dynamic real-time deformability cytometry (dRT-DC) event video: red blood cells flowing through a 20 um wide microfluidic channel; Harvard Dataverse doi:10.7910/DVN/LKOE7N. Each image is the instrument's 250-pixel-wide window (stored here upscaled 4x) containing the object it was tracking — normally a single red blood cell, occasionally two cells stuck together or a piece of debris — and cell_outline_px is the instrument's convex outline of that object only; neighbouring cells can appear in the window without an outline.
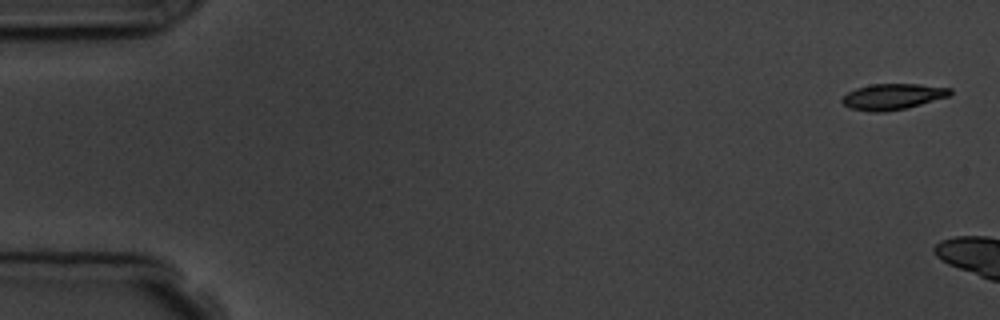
{"species": "common noctule bat (a hibernating species)", "species_latin": "Nyctalus noctula", "temperature_condition": "room temperature", "stored_images_in_passage": 6, "camera_frame_rate_fps": 3000, "um_per_image_px": 0.085, "animal": {"sex": "male", "body_mass_g": 19.5, "forearm_length_mm": 54.6}, "frame": {"image": 1, "passage_image": 1, "time_ms": 0.0, "image_size_px": [1000, 320], "cell_outline_px": [[952, 92], [948, 96], [920, 104], [904, 108], [884, 112], [868, 112], [848, 108], [840, 100], [848, 92], [856, 88], [872, 84], [920, 84], [952, 88]], "centroid_in_image_um": [75.84, 8.21], "position_along_channel_um": 9.2, "area_um2": 16.24}}